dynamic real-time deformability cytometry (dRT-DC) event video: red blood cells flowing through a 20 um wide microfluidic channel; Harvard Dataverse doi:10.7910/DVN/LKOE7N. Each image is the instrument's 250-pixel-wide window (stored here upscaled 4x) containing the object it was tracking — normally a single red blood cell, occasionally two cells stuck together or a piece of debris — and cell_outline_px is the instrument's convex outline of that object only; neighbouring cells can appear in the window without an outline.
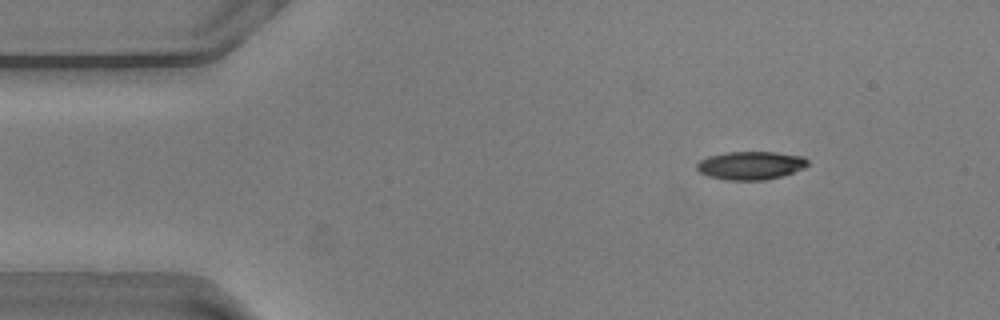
{"species": "common noctule bat (a hibernating species)", "species_latin": "Nyctalus noctula", "temperature_condition": "warm", "stored_images_in_passage": 51, "camera_frame_rate_fps": 3000, "um_per_image_px": 0.085, "animal": {"sex": "male", "body_mass_g": 20.5, "forearm_length_mm": 52.5}, "frame": {"image": 1, "passage_image": 3, "time_ms": 0.667, "image_size_px": [1000, 320], "cell_outline_px": [[808, 164], [804, 168], [780, 176], [764, 180], [728, 180], [708, 176], [700, 172], [696, 168], [696, 164], [700, 160], [708, 156], [728, 152], [776, 152], [804, 156], [808, 160]], "centroid_in_image_um": [63.8, 14.05], "position_along_channel_um": 21.2, "area_um2": 18.21}}
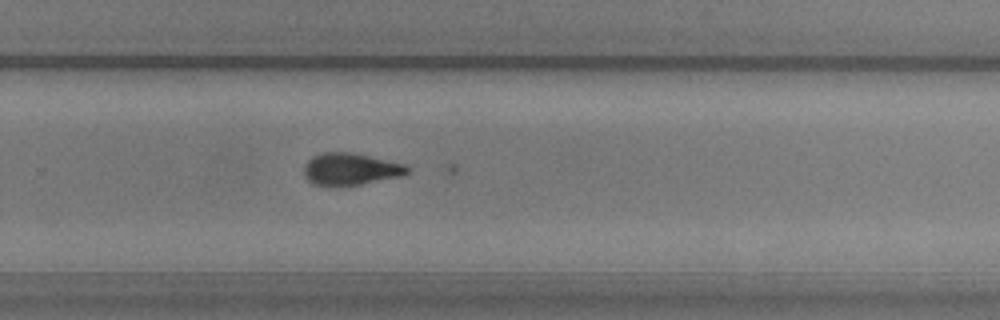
{"frame": {"image": 2, "passage_image": 32, "time_ms": 10.333, "image_size_px": [1000, 320], "cell_outline_px": [[412, 168], [404, 176], [340, 188], [312, 184], [304, 176], [304, 164], [312, 156], [320, 152], [352, 152], [408, 164]], "centroid_in_image_um": [29.82, 14.39], "position_along_channel_um": 300.0, "area_um2": 20.11}}
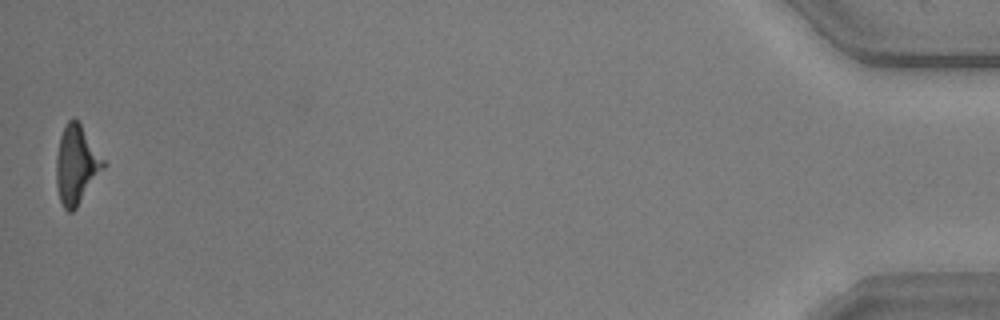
{"frame": {"image": 3, "passage_image": 51, "time_ms": 16.667, "image_size_px": [1000, 320], "cell_outline_px": [[108, 164], [76, 208], [72, 212], [68, 212], [64, 208], [60, 200], [56, 184], [56, 156], [60, 136], [68, 120], [72, 116], [80, 124]], "centroid_in_image_um": [6.51, 14.02], "position_along_channel_um": 428.7, "area_um2": 21.62}}